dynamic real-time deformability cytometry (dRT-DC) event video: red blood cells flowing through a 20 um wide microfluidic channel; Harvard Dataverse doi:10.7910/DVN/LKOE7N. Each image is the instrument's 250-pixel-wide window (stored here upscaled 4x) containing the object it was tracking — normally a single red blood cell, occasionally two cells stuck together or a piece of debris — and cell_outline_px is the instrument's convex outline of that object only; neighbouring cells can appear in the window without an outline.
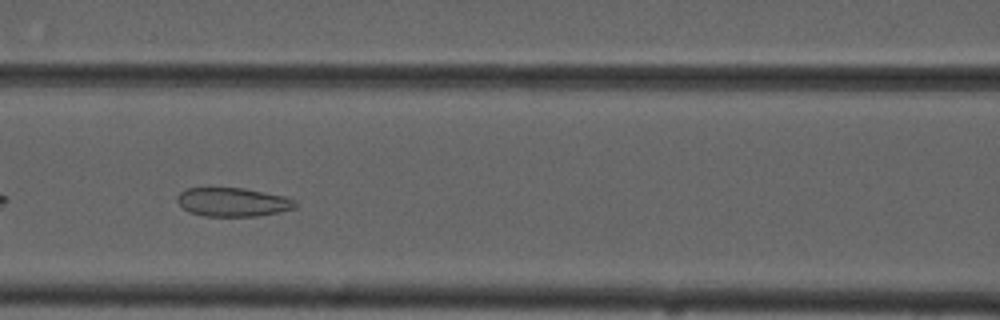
{"species": "common noctule bat (a hibernating species)", "species_latin": "Nyctalus noctula", "temperature_condition": "cold", "stored_images_in_passage": 10, "camera_frame_rate_fps": 3000, "um_per_image_px": 0.085, "animal": {"sex": "male", "forearm_length_mm": 52.5}, "frame": {"image": 1, "passage_image": 6, "time_ms": 5.667, "image_size_px": [1000, 320], "cell_outline_px": [[296, 208], [280, 212], [256, 216], [204, 216], [188, 212], [176, 200], [176, 196], [180, 192], [188, 188], [244, 188], [284, 196], [296, 200]], "centroid_in_image_um": [19.79, 17.18], "position_along_channel_um": 146.8, "area_um2": 19.83}}
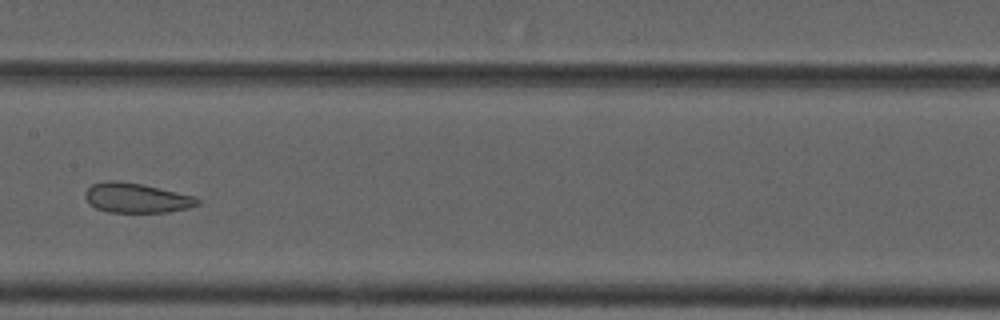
{"frame": {"image": 2, "passage_image": 7, "time_ms": 7.0, "image_size_px": [1000, 320], "cell_outline_px": [[200, 204], [188, 208], [168, 212], [108, 212], [96, 208], [88, 204], [84, 196], [84, 192], [92, 184], [104, 180], [120, 180], [144, 184], [196, 196], [200, 200]], "centroid_in_image_um": [11.59, 16.81], "position_along_channel_um": 195.8, "area_um2": 19.88}}
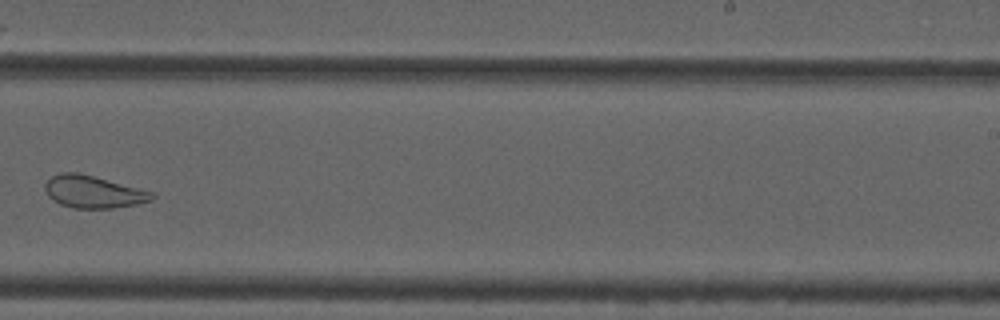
{"frame": {"image": 3, "passage_image": 9, "time_ms": 9.333, "image_size_px": [1000, 320], "cell_outline_px": [[156, 196], [152, 200], [136, 204], [112, 208], [72, 208], [60, 204], [52, 200], [48, 196], [44, 188], [44, 184], [52, 176], [60, 172], [76, 172], [156, 192]], "centroid_in_image_um": [7.93, 16.31], "position_along_channel_um": 281.1, "area_um2": 20.17}}